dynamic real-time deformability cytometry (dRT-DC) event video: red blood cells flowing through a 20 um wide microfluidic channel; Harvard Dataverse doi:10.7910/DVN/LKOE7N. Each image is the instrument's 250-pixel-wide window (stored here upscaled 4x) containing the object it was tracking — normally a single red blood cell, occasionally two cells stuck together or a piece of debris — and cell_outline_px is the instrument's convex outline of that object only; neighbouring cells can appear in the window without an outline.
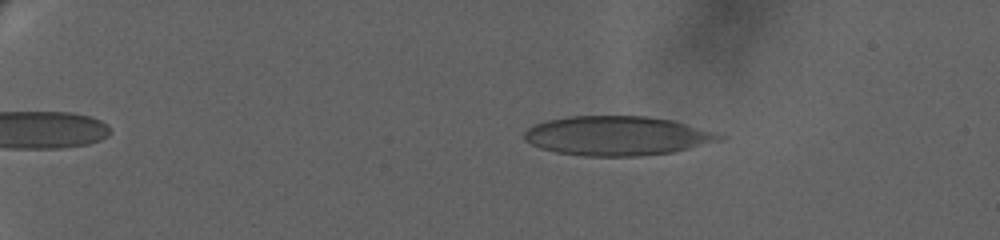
{"species": "human", "species_latin": "Homo sapiens", "temperature_condition": "warm", "stored_images_in_passage": 48, "camera_frame_rate_fps": 3000, "um_per_image_px": 0.085, "donor": {"sex": "female"}, "frame": {"image": 1, "passage_image": 6, "time_ms": 2.333, "image_size_px": [1000, 240], "cell_outline_px": [[728, 136], [724, 140], [672, 152], [636, 156], [584, 156], [556, 152], [540, 148], [524, 140], [524, 132], [528, 128], [536, 124], [548, 120], [568, 116], [644, 116], [676, 120], [716, 132]], "centroid_in_image_um": [52.51, 11.54], "position_along_channel_um": 32.5, "area_um2": 44.97}}
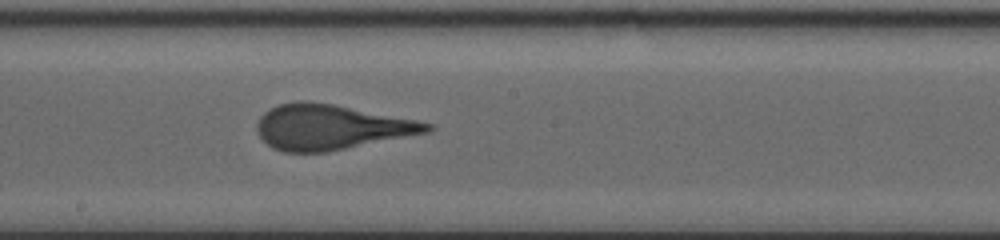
{"frame": {"image": 2, "passage_image": 29, "time_ms": 11.667, "image_size_px": [1000, 240], "cell_outline_px": [[436, 128], [428, 132], [324, 152], [284, 152], [272, 148], [260, 136], [256, 128], [256, 124], [260, 116], [264, 112], [280, 104], [300, 100], [304, 100], [332, 104], [416, 120], [432, 124]], "centroid_in_image_um": [28.08, 10.8], "position_along_channel_um": 220.1, "area_um2": 44.04}}
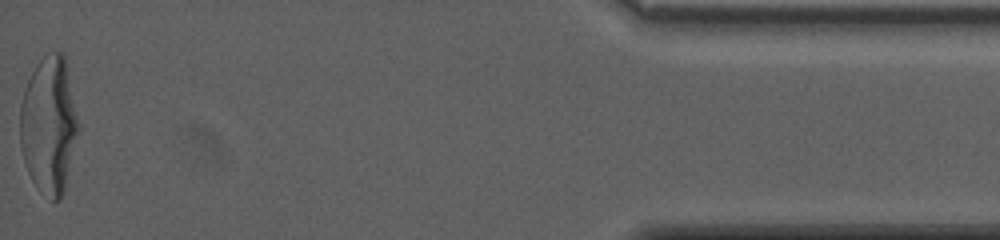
{"frame": {"image": 3, "passage_image": 48, "time_ms": 20.333, "image_size_px": [1000, 240], "cell_outline_px": [[80, 128], [64, 188], [60, 200], [52, 200], [40, 192], [36, 188], [28, 172], [20, 148], [20, 104], [24, 88], [36, 64], [48, 52], [60, 52], [64, 56]], "centroid_in_image_um": [4.14, 10.65], "position_along_channel_um": 431.1, "area_um2": 46.47}}